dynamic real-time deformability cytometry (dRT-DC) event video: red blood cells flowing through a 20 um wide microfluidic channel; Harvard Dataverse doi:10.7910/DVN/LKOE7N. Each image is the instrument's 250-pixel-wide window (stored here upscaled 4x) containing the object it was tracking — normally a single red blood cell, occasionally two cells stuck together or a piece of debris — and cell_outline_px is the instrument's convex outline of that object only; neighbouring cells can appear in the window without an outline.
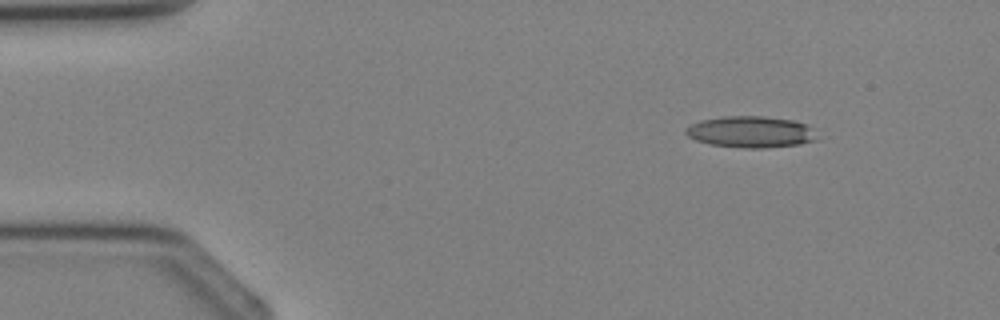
{"species": "Egyptian fruit bat (a non-hibernating species)", "species_latin": "Rousettus aegyptiacus", "temperature_condition": "cold", "stored_images_in_passage": 3, "camera_frame_rate_fps": 3000, "um_per_image_px": 0.085, "animal": {"sex": "female"}, "frame": {"image": 1, "passage_image": 1, "time_ms": 0.0, "image_size_px": [1000, 320], "cell_outline_px": [[816, 140], [800, 144], [764, 148], [744, 148], [708, 144], [696, 140], [688, 136], [684, 132], [692, 124], [700, 120], [724, 116], [764, 116], [796, 120], [808, 124], [812, 128]], "centroid_in_image_um": [63.83, 11.2], "position_along_channel_um": 21.2, "area_um2": 24.1}}
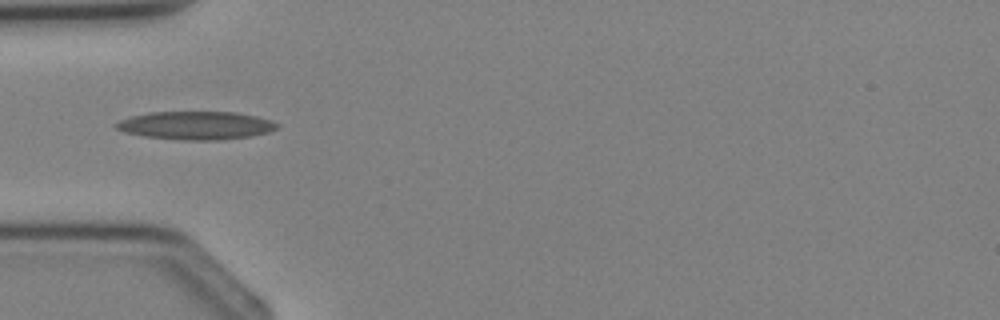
{"frame": {"image": 2, "passage_image": 3, "time_ms": 2.333, "image_size_px": [1000, 320], "cell_outline_px": [[280, 128], [268, 132], [252, 136], [220, 140], [180, 140], [144, 136], [124, 132], [116, 128], [112, 124], [120, 120], [132, 116], [148, 112], [236, 112], [256, 116], [272, 120], [280, 124]], "centroid_in_image_um": [16.68, 10.66], "position_along_channel_um": 68.3, "area_um2": 26.7}}